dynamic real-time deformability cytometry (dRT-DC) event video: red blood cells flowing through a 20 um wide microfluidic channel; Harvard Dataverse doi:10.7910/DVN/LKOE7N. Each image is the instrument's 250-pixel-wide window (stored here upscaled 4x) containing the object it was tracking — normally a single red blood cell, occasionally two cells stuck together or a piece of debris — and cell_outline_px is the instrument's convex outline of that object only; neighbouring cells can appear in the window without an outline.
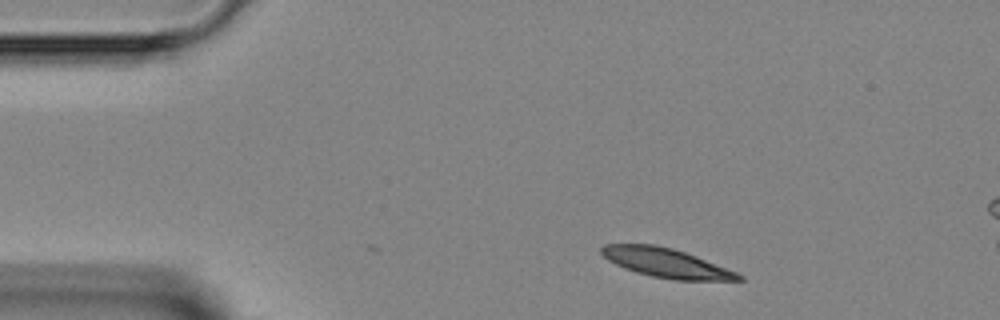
{"species": "Egyptian fruit bat (a non-hibernating species)", "species_latin": "Rousettus aegyptiacus", "temperature_condition": "room temperature", "stored_images_in_passage": 3, "camera_frame_rate_fps": 3000, "um_per_image_px": 0.085, "animal": {"sex": "female"}, "frame": {"image": 1, "passage_image": 3, "time_ms": 0.667, "image_size_px": [1000, 320], "cell_outline_px": [[744, 280], [676, 280], [652, 276], [636, 272], [624, 268], [608, 260], [600, 252], [600, 248], [604, 244], [652, 244], [672, 248], [696, 256], [736, 272], [744, 276]], "centroid_in_image_um": [56.6, 22.34], "position_along_channel_um": 28.4, "area_um2": 23.06}}